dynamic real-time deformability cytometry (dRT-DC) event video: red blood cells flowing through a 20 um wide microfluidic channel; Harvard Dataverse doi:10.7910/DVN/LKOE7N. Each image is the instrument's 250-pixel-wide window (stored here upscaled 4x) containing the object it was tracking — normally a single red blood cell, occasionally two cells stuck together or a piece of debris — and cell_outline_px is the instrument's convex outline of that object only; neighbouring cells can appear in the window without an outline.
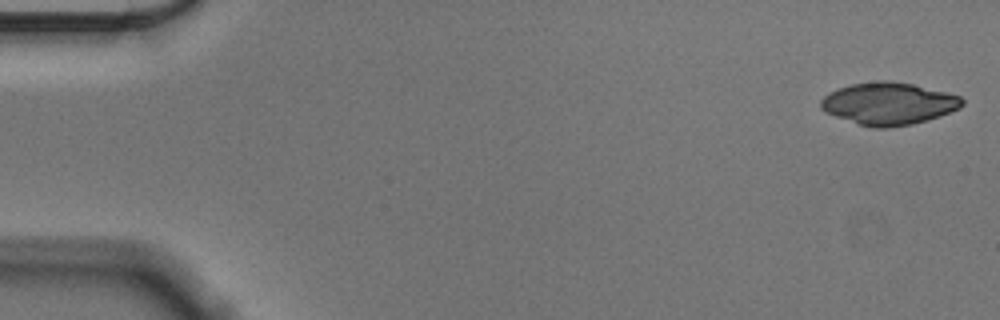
{"species": "Egyptian fruit bat (a non-hibernating species)", "species_latin": "Rousettus aegyptiacus", "temperature_condition": "cold", "stored_images_in_passage": 55, "camera_frame_rate_fps": 3000, "um_per_image_px": 0.085, "animal": {"sex": "male"}, "frame": {"image": 1, "passage_image": 1, "time_ms": 0.0, "image_size_px": [1000, 320], "cell_outline_px": [[964, 104], [960, 108], [940, 116], [928, 120], [912, 124], [888, 128], [872, 128], [856, 124], [824, 112], [820, 108], [820, 100], [828, 92], [852, 84], [876, 80], [888, 80], [912, 84], [960, 96], [964, 100]], "centroid_in_image_um": [75.5, 8.82], "position_along_channel_um": 9.5, "area_um2": 35.03}}
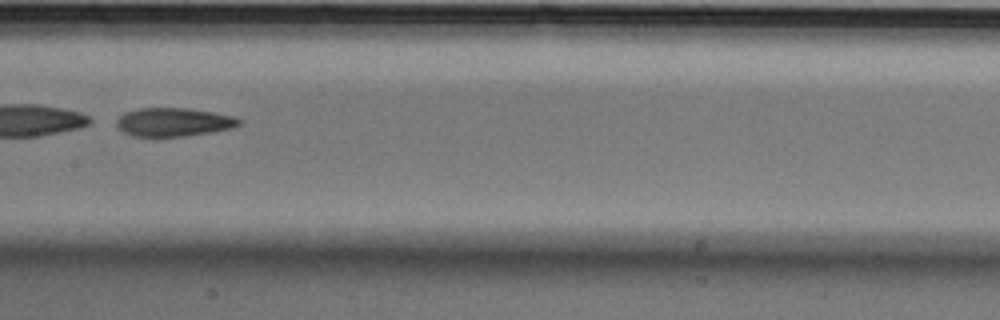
{"frame": {"image": 2, "passage_image": 28, "time_ms": 9.0, "image_size_px": [1000, 320], "cell_outline_px": [[240, 124], [236, 128], [212, 132], [184, 136], [132, 136], [124, 132], [116, 124], [116, 120], [124, 112], [140, 108], [188, 108], [212, 112], [232, 116], [240, 120]], "centroid_in_image_um": [14.77, 10.38], "position_along_channel_um": 192.6, "area_um2": 20.29}}